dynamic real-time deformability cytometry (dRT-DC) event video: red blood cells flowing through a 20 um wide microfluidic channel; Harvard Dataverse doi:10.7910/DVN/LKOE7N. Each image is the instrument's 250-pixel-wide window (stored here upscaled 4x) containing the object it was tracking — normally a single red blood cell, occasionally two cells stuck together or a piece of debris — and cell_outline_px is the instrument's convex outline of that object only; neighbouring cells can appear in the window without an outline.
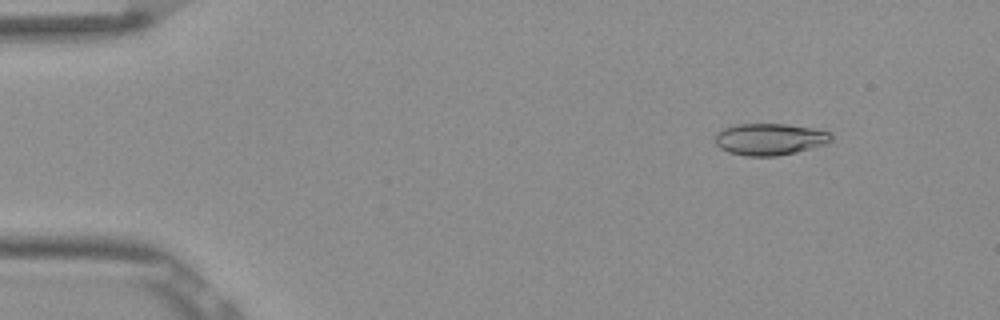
{"species": "Egyptian fruit bat (a non-hibernating species)", "species_latin": "Rousettus aegyptiacus", "temperature_condition": "room temperature", "stored_images_in_passage": 52, "camera_frame_rate_fps": 3000, "um_per_image_px": 0.085, "frame": {"image": 1, "passage_image": 6, "time_ms": 1.667, "image_size_px": [1000, 320], "cell_outline_px": [[832, 140], [828, 144], [796, 152], [776, 156], [744, 156], [728, 152], [720, 148], [716, 144], [716, 136], [724, 128], [736, 124], [788, 124], [812, 128], [828, 132], [832, 136]], "centroid_in_image_um": [65.45, 11.84], "position_along_channel_um": 19.5, "area_um2": 21.44}}
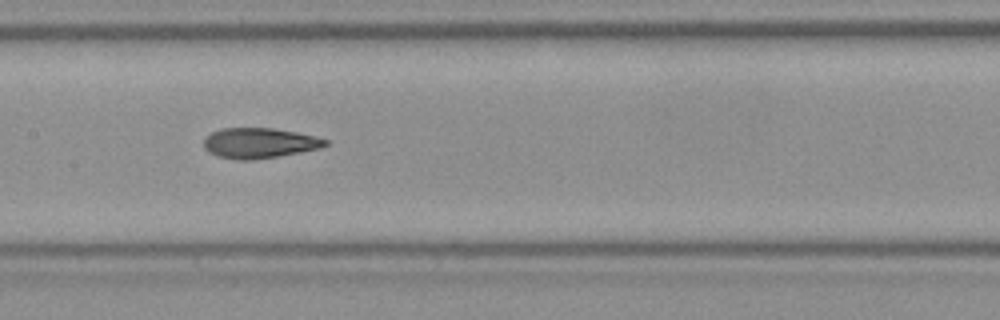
{"frame": {"image": 2, "passage_image": 26, "time_ms": 8.333, "image_size_px": [1000, 320], "cell_outline_px": [[328, 144], [320, 148], [300, 152], [252, 160], [236, 160], [216, 156], [208, 152], [204, 148], [204, 136], [220, 128], [272, 128], [296, 132], [328, 140]], "centroid_in_image_um": [21.98, 12.16], "position_along_channel_um": 185.4, "area_um2": 21.44}}
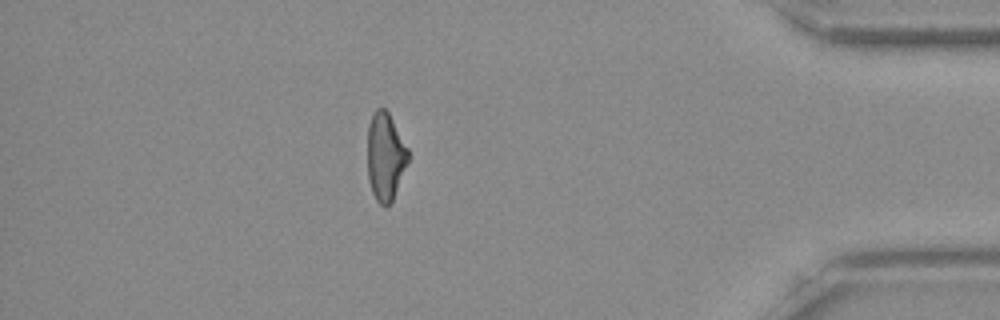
{"frame": {"image": 3, "passage_image": 46, "time_ms": 15.0, "image_size_px": [1000, 320], "cell_outline_px": [[408, 160], [392, 200], [384, 208], [376, 200], [372, 192], [368, 180], [368, 124], [376, 108], [384, 108], [388, 112], [408, 148]], "centroid_in_image_um": [32.74, 13.3], "position_along_channel_um": 402.5, "area_um2": 20.52}, "authors_computed_cell_mechanics": {"area_um2": 21.5305, "velocity_mm_per_s": 3.8709, "shape_relaxation_time_tau1_ms": 8.5502, "shape_relaxation_time_tau2_ms": 2.5365, "deformation_change_tau1": 0.2457, "deformation_change_tau2": 0.0987}}